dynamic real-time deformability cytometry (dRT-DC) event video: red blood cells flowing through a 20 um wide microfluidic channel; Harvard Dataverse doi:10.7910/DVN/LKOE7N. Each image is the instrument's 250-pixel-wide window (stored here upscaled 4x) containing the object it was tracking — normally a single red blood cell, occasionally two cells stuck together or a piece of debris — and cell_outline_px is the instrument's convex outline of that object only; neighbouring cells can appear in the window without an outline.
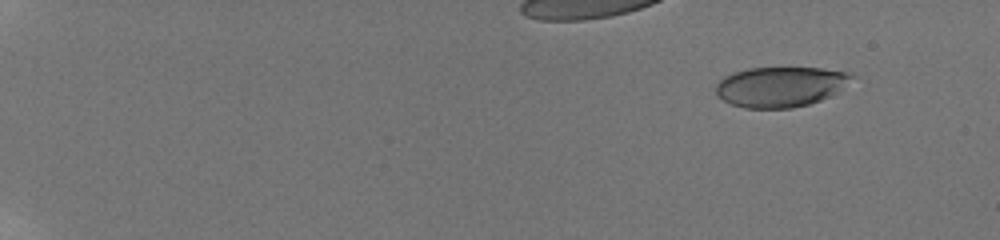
{"species": "human", "species_latin": "Homo sapiens", "temperature_condition": "room temperature", "stored_images_in_passage": 58, "camera_frame_rate_fps": 3000, "um_per_image_px": 0.085, "donor": {"sex": "male"}, "frame": {"image": 1, "passage_image": 7, "time_ms": 2.0, "image_size_px": [1000, 240], "cell_outline_px": [[856, 76], [836, 92], [820, 100], [808, 104], [792, 108], [744, 108], [732, 104], [716, 96], [716, 84], [724, 76], [732, 72], [748, 68], [820, 68], [848, 72]], "centroid_in_image_um": [66.3, 7.36], "position_along_channel_um": 18.7, "area_um2": 31.73}}
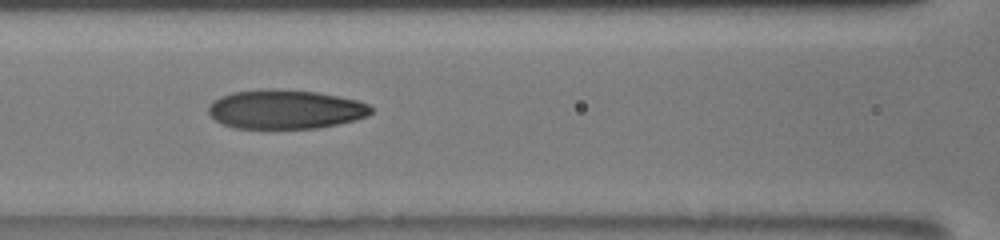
{"frame": {"image": 2, "passage_image": 31, "time_ms": 10.0, "image_size_px": [1000, 240], "cell_outline_px": [[372, 112], [368, 116], [336, 124], [316, 128], [236, 128], [220, 124], [208, 112], [208, 108], [212, 100], [220, 96], [232, 92], [260, 88], [272, 88], [316, 92], [356, 100], [368, 104], [372, 108]], "centroid_in_image_um": [24.19, 9.28], "position_along_channel_um": 142.4, "area_um2": 37.11}}
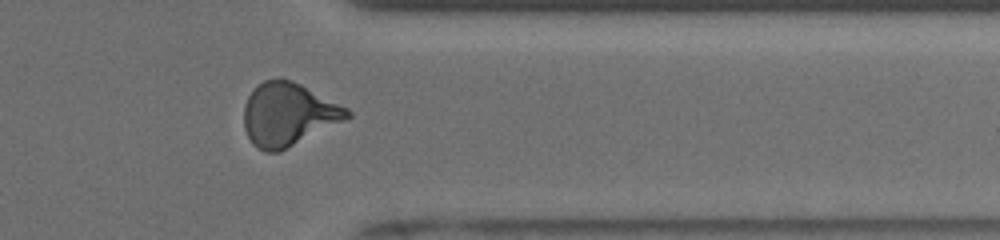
{"frame": {"image": 3, "passage_image": 50, "time_ms": 16.333, "image_size_px": [1000, 240], "cell_outline_px": [[352, 116], [280, 152], [264, 152], [256, 148], [252, 144], [244, 128], [244, 104], [248, 96], [256, 84], [264, 80], [292, 80], [348, 108], [352, 112]], "centroid_in_image_um": [24.47, 9.74], "position_along_channel_um": 386.9, "area_um2": 37.8}, "authors_computed_cell_mechanics": {"area_um2": 35.5181, "velocity_mm_per_s": 3.8917, "shape_relaxation_time_tau1_ms": 4.8922, "shape_relaxation_time_tau2_ms": 1.4725, "deformation_change_tau1": 0.1948, "deformation_change_tau2": 0.0837}}